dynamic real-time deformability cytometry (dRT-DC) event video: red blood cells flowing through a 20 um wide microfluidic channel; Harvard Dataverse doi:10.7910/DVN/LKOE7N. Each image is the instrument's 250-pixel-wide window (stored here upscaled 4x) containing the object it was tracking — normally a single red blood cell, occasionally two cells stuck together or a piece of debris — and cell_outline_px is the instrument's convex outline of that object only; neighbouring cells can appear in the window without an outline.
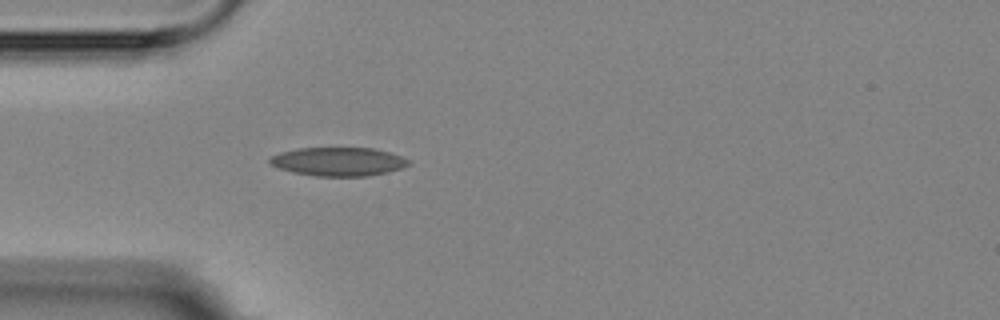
{"species": "Egyptian fruit bat (a non-hibernating species)", "species_latin": "Rousettus aegyptiacus", "temperature_condition": "room temperature", "stored_images_in_passage": 4, "camera_frame_rate_fps": 3000, "um_per_image_px": 0.085, "animal": {"sex": "female"}, "frame": {"image": 1, "passage_image": 4, "time_ms": 3.667, "image_size_px": [1000, 320], "cell_outline_px": [[412, 164], [388, 172], [368, 176], [316, 176], [296, 172], [280, 168], [268, 164], [268, 160], [272, 156], [280, 152], [300, 148], [372, 148], [388, 152], [400, 156], [408, 160]], "centroid_in_image_um": [28.76, 13.74], "position_along_channel_um": 56.2, "area_um2": 22.95}}